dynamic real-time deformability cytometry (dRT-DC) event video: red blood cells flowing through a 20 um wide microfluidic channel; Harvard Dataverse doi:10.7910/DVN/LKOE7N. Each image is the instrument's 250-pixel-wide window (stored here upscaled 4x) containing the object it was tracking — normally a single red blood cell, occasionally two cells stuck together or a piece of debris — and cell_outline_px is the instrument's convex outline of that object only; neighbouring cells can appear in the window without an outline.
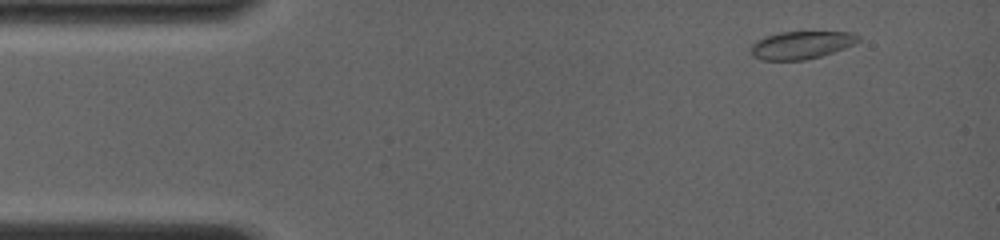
{"species": "common noctule bat (a hibernating species)", "species_latin": "Nyctalus noctula", "temperature_condition": "room temperature", "stored_images_in_passage": 41, "camera_frame_rate_fps": 4000, "um_per_image_px": 0.085, "animal": {"sex": "female", "body_mass_g": 19.0, "forearm_length_mm": 56.7}, "frame": {"image": 1, "passage_image": 2, "time_ms": 0.75, "image_size_px": [1000, 240], "cell_outline_px": [[860, 40], [844, 48], [820, 56], [804, 60], [760, 60], [752, 56], [748, 48], [756, 40], [780, 32], [852, 32], [860, 36]], "centroid_in_image_um": [68.06, 3.83], "position_along_channel_um": 16.9, "area_um2": 17.34}}
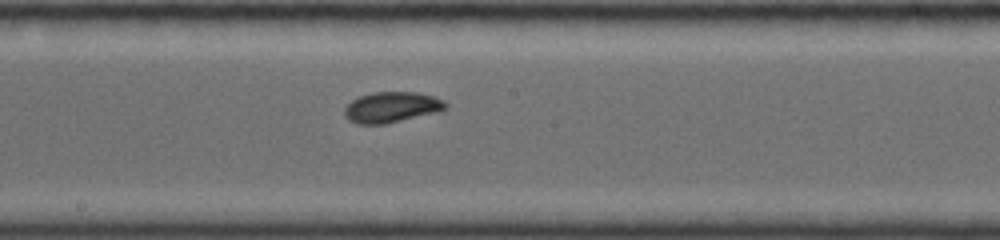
{"frame": {"image": 2, "passage_image": 19, "time_ms": 7.75, "image_size_px": [1000, 240], "cell_outline_px": [[448, 108], [440, 112], [384, 124], [356, 124], [348, 120], [344, 116], [344, 108], [352, 100], [360, 96], [372, 92], [416, 92], [432, 96], [444, 100], [448, 104]], "centroid_in_image_um": [33.3, 9.12], "position_along_channel_um": 214.9, "area_um2": 18.26}}
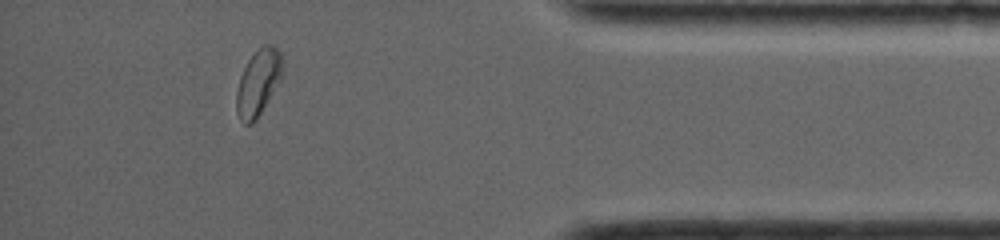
{"frame": {"image": 3, "passage_image": 36, "time_ms": 13.25, "image_size_px": [1000, 240], "cell_outline_px": [[284, 76], [256, 120], [252, 124], [244, 124], [236, 112], [236, 92], [240, 76], [248, 60], [264, 44], [272, 44], [280, 52], [284, 72]], "centroid_in_image_um": [21.97, 7.03], "position_along_channel_um": 413.2, "area_um2": 17.86}, "authors_computed_cell_mechanics": {"area_um2": 17.918, "velocity_mm_per_s": 4.0178, "shape_relaxation_time_tau1_ms": 3.9596, "shape_relaxation_time_tau2_ms": 4.5551, "deformation_change_tau1": 0.0994, "deformation_change_tau2": 0.0467}}